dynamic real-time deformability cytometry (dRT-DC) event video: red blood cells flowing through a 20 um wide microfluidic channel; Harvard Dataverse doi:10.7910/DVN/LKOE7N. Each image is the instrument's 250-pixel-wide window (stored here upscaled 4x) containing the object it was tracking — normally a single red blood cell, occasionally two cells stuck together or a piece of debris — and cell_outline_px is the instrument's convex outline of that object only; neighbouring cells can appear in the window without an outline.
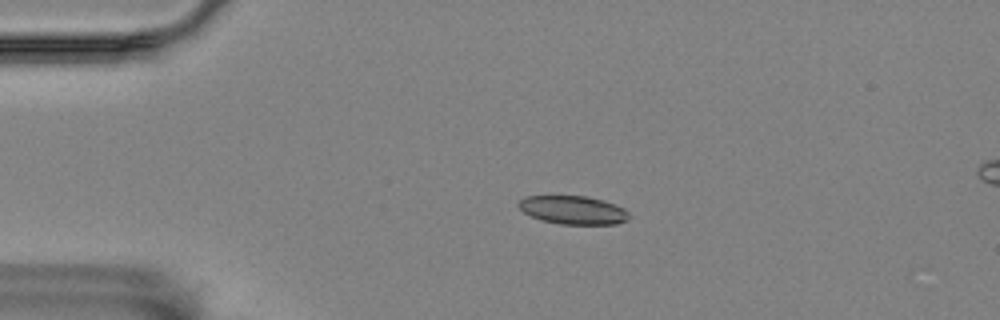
{"species": "Egyptian fruit bat (a non-hibernating species)", "species_latin": "Rousettus aegyptiacus", "temperature_condition": "room temperature", "stored_images_in_passage": 4, "camera_frame_rate_fps": 3000, "um_per_image_px": 0.085, "animal": {"sex": "female"}, "frame": {"image": 1, "passage_image": 3, "time_ms": 0.667, "image_size_px": [1000, 320], "cell_outline_px": [[628, 220], [616, 224], [560, 224], [540, 220], [524, 212], [516, 204], [524, 196], [588, 196], [604, 200], [624, 208], [628, 212]], "centroid_in_image_um": [48.71, 17.85], "position_along_channel_um": 36.3, "area_um2": 18.32}}